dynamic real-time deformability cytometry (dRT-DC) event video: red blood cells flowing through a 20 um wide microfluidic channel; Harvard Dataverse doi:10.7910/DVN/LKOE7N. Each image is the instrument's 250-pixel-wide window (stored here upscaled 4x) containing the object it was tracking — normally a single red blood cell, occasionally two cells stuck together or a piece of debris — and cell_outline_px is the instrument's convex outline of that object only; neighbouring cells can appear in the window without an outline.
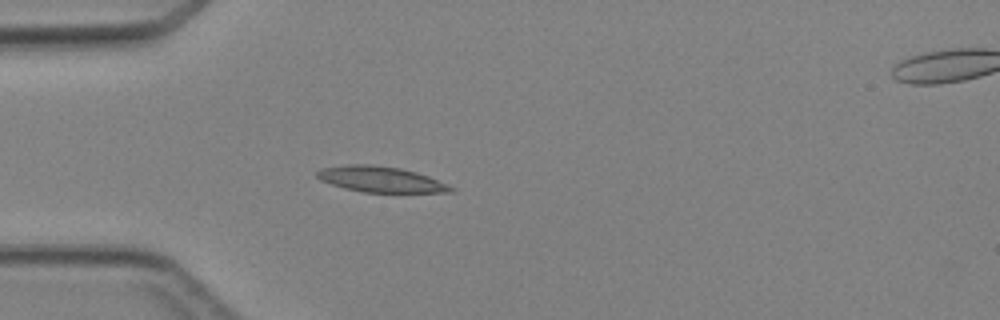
{"species": "Egyptian fruit bat (a non-hibernating species)", "species_latin": "Rousettus aegyptiacus", "temperature_condition": "cold", "stored_images_in_passage": 4, "camera_frame_rate_fps": 3000, "um_per_image_px": 0.085, "animal": {"sex": "female"}, "frame": {"image": 1, "passage_image": 3, "time_ms": 3.333, "image_size_px": [1000, 320], "cell_outline_px": [[456, 188], [452, 192], [364, 192], [344, 188], [320, 180], [316, 176], [316, 172], [320, 168], [348, 164], [372, 164], [400, 168], [416, 172], [428, 176], [448, 184]], "centroid_in_image_um": [32.35, 15.23], "position_along_channel_um": 52.7, "area_um2": 20.06}}